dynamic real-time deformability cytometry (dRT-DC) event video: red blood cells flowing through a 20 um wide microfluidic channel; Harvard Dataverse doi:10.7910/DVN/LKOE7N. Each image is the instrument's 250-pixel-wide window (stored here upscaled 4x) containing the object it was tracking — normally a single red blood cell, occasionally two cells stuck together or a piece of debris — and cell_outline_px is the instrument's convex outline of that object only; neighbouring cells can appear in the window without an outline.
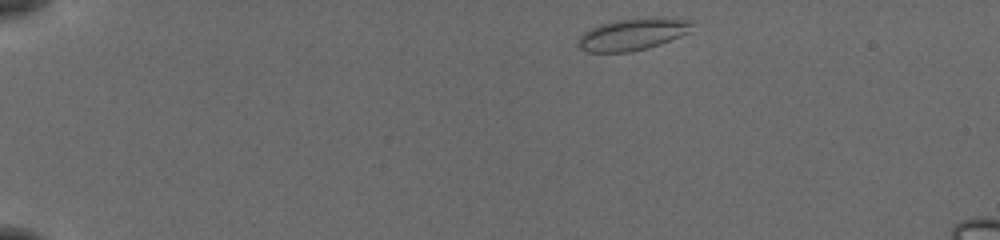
{"species": "common noctule bat (a hibernating species)", "species_latin": "Nyctalus noctula", "temperature_condition": "cold", "stored_images_in_passage": 45, "camera_frame_rate_fps": 3000, "um_per_image_px": 0.085, "animal": {"sex": "female", "body_mass_g": 19.5, "forearm_length_mm": 54.1}, "frame": {"image": 1, "passage_image": 1, "time_ms": 0.0, "image_size_px": [1000, 240], "cell_outline_px": [[696, 20], [688, 32], [680, 36], [660, 44], [648, 48], [628, 52], [588, 52], [580, 48], [576, 44], [580, 36], [584, 32], [600, 24], [616, 20], [656, 16], [664, 16]], "centroid_in_image_um": [53.83, 2.89], "position_along_channel_um": 31.2, "area_um2": 21.5}}
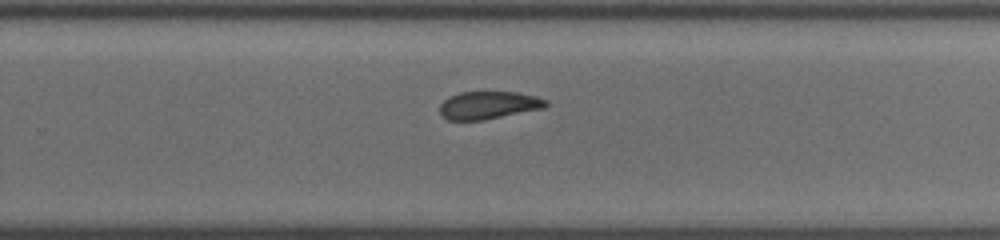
{"frame": {"image": 2, "passage_image": 28, "time_ms": 9.0, "image_size_px": [1000, 240], "cell_outline_px": [[548, 104], [544, 108], [484, 120], [448, 120], [440, 112], [440, 104], [448, 96], [460, 92], [516, 92], [536, 96], [548, 100]], "centroid_in_image_um": [41.53, 8.93], "position_along_channel_um": 288.3, "area_um2": 17.17}}
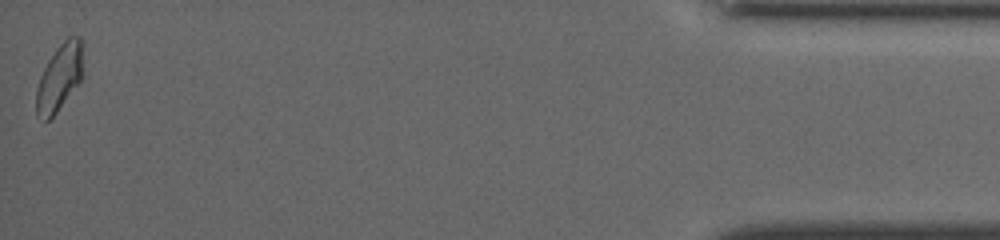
{"frame": {"image": 3, "passage_image": 45, "time_ms": 14.667, "image_size_px": [1000, 240], "cell_outline_px": [[84, 72], [80, 80], [56, 112], [48, 120], [44, 120], [36, 116], [36, 88], [40, 76], [48, 60], [56, 48], [68, 36], [80, 36], [84, 44]], "centroid_in_image_um": [5.09, 6.51], "position_along_channel_um": 430.1, "area_um2": 18.5}, "authors_computed_cell_mechanics": {"area_um2": 18.207, "velocity_mm_per_s": 3.8438, "shape_relaxation_time_tau1_ms": 5.9068, "shape_relaxation_time_tau2_ms": 1.56, "deformation_change_tau1": 0.1254, "deformation_change_tau2": 0.0702}}